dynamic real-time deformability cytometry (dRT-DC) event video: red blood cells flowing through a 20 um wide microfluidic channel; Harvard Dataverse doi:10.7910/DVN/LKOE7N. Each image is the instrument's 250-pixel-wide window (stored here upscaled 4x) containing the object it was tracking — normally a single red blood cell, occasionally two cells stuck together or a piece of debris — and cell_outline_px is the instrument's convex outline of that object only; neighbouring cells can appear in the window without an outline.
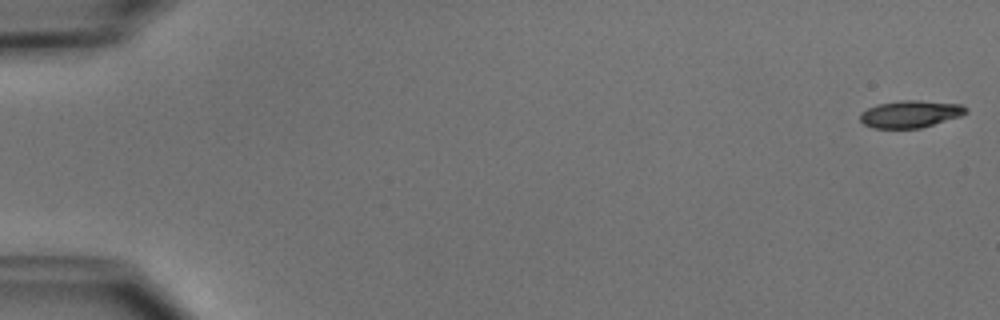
{"species": "common noctule bat (a hibernating species)", "species_latin": "Nyctalus noctula", "temperature_condition": "cold", "stored_images_in_passage": 5, "camera_frame_rate_fps": 3000, "um_per_image_px": 0.085, "animal": {"sex": "male", "body_mass_g": 15.6}, "frame": {"image": 1, "passage_image": 1, "time_ms": 0.0, "image_size_px": [1000, 320], "cell_outline_px": [[968, 112], [960, 116], [920, 128], [872, 128], [864, 124], [860, 120], [860, 112], [876, 104], [900, 100], [920, 100], [960, 104], [968, 108]], "centroid_in_image_um": [77.36, 9.68], "position_along_channel_um": 7.6, "area_um2": 16.82}}
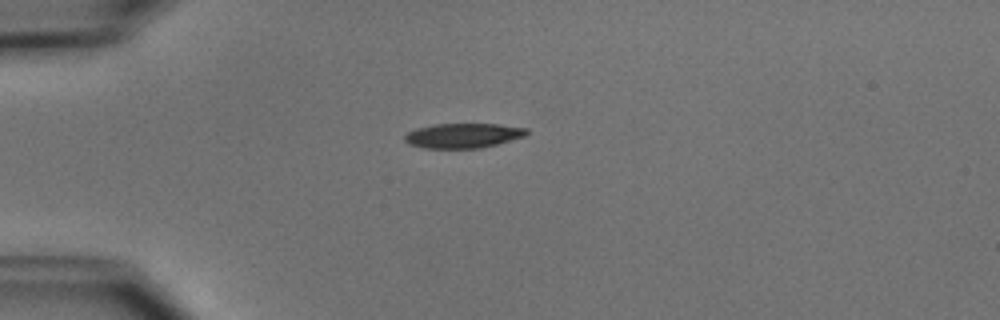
{"frame": {"image": 2, "passage_image": 5, "time_ms": 4.333, "image_size_px": [1000, 320], "cell_outline_px": [[528, 132], [524, 136], [496, 144], [480, 148], [424, 148], [408, 144], [404, 140], [404, 136], [408, 132], [416, 128], [436, 124], [500, 124], [528, 128]], "centroid_in_image_um": [39.34, 11.52], "position_along_channel_um": 45.7, "area_um2": 17.51}}